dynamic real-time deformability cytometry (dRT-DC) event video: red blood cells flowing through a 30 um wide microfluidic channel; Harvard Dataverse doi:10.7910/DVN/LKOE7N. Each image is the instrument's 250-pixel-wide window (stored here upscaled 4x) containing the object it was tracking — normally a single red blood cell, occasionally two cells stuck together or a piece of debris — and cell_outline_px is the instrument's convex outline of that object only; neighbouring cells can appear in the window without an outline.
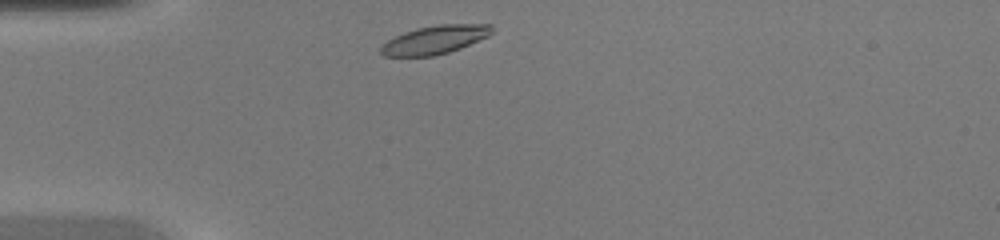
{"species": "common noctule bat (a hibernating species)", "species_latin": "Nyctalus noctula", "temperature_condition": "warm", "stored_images_in_passage": 29, "camera_frame_rate_fps": 3000, "um_per_image_px": 0.085, "animal": {"sex": "female", "body_mass_g": 20.0, "forearm_length_mm": 54.0}, "frame": {"image": 1, "passage_image": 1, "time_ms": 0.0, "image_size_px": [1000, 240], "cell_outline_px": [[492, 32], [488, 36], [460, 48], [448, 52], [432, 56], [384, 56], [380, 52], [380, 48], [388, 40], [404, 32], [416, 28], [440, 24], [492, 24]], "centroid_in_image_um": [36.96, 3.37], "position_along_channel_um": 48.0, "area_um2": 18.21}}
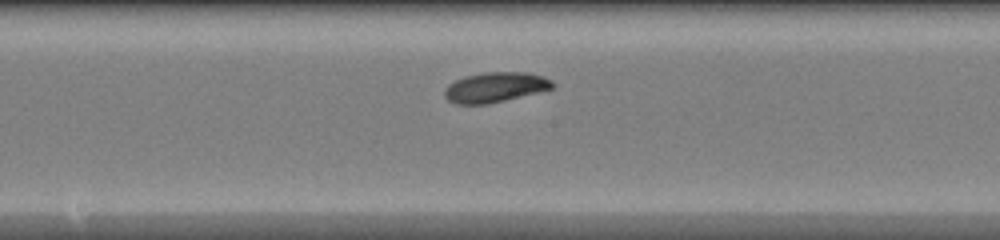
{"frame": {"image": 2, "passage_image": 13, "time_ms": 4.0, "image_size_px": [1000, 240], "cell_outline_px": [[556, 84], [552, 88], [540, 92], [488, 104], [456, 104], [448, 100], [444, 96], [444, 88], [448, 84], [464, 76], [484, 72], [528, 72], [544, 76], [552, 80]], "centroid_in_image_um": [42.1, 7.41], "position_along_channel_um": 206.1, "area_um2": 19.13}}
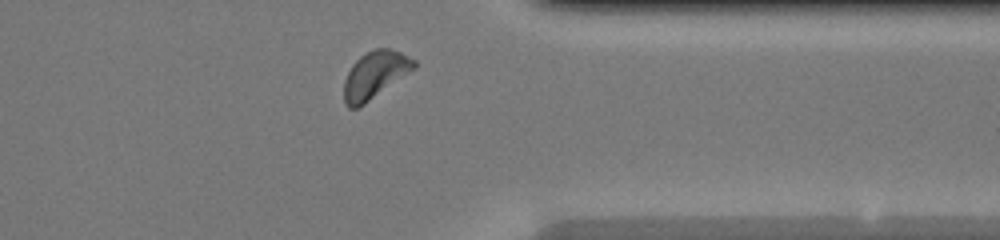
{"frame": {"image": 3, "passage_image": 25, "time_ms": 8.0, "image_size_px": [1000, 240], "cell_outline_px": [[416, 68], [364, 104], [356, 108], [348, 108], [344, 104], [344, 80], [352, 64], [364, 52], [376, 48], [388, 48], [400, 52], [416, 60]], "centroid_in_image_um": [31.86, 6.35], "position_along_channel_um": 379.5, "area_um2": 19.25}}